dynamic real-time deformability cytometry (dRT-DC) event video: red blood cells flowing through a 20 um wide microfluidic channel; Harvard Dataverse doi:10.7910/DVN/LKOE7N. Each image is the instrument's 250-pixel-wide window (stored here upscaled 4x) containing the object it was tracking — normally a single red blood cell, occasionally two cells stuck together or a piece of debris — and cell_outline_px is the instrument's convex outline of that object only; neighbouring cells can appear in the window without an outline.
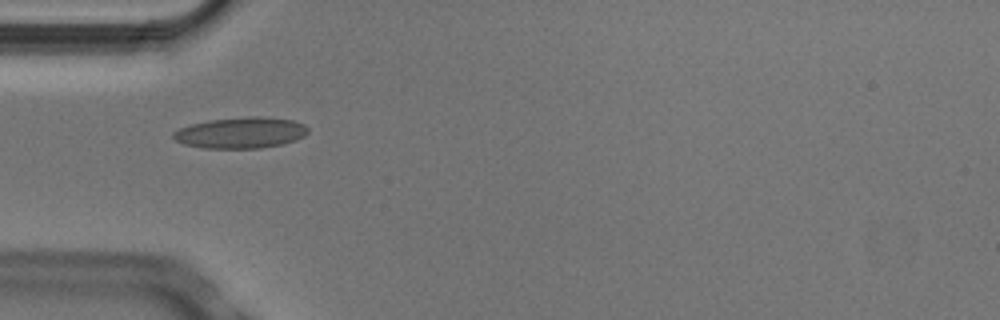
{"species": "Egyptian fruit bat (a non-hibernating species)", "species_latin": "Rousettus aegyptiacus", "temperature_condition": "cold", "stored_images_in_passage": 3, "camera_frame_rate_fps": 3000, "um_per_image_px": 0.085, "animal": {"sex": "male"}, "frame": {"image": 1, "passage_image": 1, "time_ms": 0.0, "image_size_px": [1000, 320], "cell_outline_px": [[308, 132], [304, 136], [296, 140], [280, 144], [260, 148], [204, 148], [184, 144], [176, 140], [172, 136], [172, 132], [180, 128], [192, 124], [208, 120], [248, 116], [256, 116], [292, 120], [304, 124], [308, 128]], "centroid_in_image_um": [20.46, 11.28], "position_along_channel_um": 64.5, "area_um2": 24.28}}
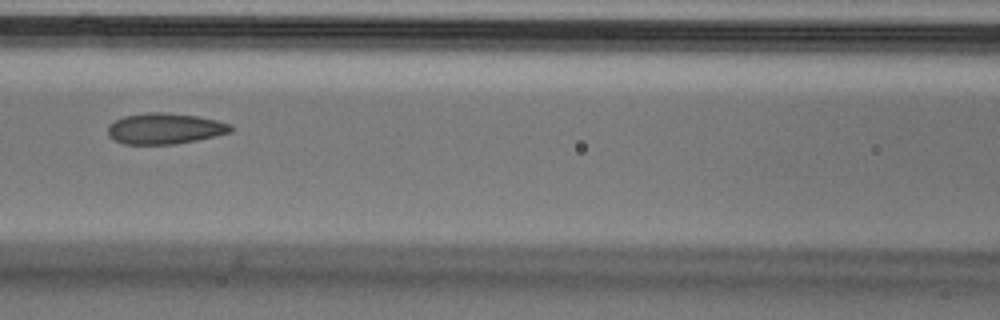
{"frame": {"image": 2, "passage_image": 3, "time_ms": 0.667, "image_size_px": [1000, 320], "cell_outline_px": [[232, 132], [216, 136], [176, 144], [124, 144], [112, 140], [108, 136], [108, 124], [124, 116], [148, 112], [164, 112], [196, 116], [216, 120], [232, 124]], "centroid_in_image_um": [14.0, 10.93], "position_along_channel_um": 152.6, "area_um2": 22.25}}